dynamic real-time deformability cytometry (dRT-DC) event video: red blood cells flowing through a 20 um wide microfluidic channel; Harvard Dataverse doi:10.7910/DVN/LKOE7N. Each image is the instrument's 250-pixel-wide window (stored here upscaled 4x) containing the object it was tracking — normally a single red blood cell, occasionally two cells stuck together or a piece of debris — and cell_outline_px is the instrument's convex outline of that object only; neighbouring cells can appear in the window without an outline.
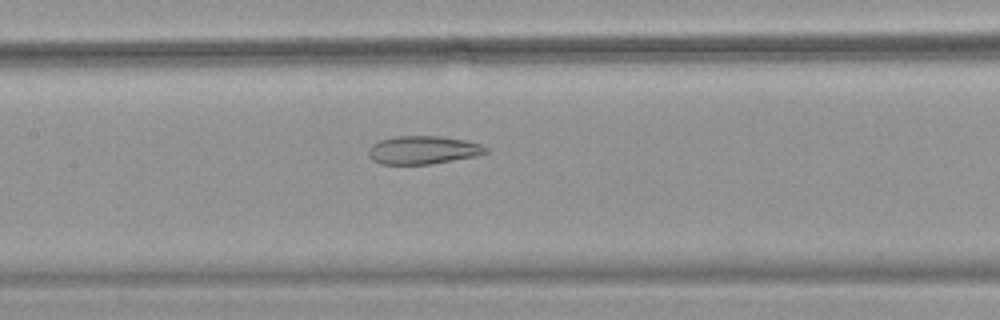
{"species": "common noctule bat (a hibernating species)", "species_latin": "Nyctalus noctula", "temperature_condition": "warm", "stored_images_in_passage": 48, "camera_frame_rate_fps": 3000, "um_per_image_px": 0.085, "animal": {"sex": "female", "body_mass_g": 18.4}, "frame": {"image": 1, "passage_image": 20, "time_ms": 6.333, "image_size_px": [1000, 320], "cell_outline_px": [[488, 152], [476, 156], [428, 164], [380, 164], [372, 160], [368, 156], [368, 148], [372, 144], [380, 140], [396, 136], [440, 136], [464, 140], [480, 144], [488, 148]], "centroid_in_image_um": [35.92, 12.75], "position_along_channel_um": 171.5, "area_um2": 19.25}}
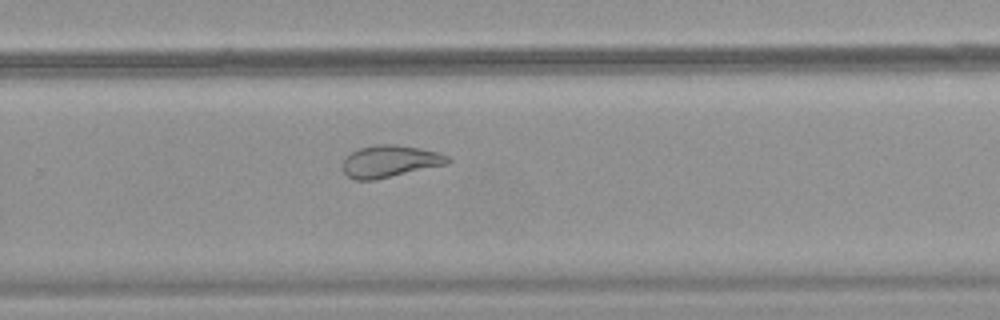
{"frame": {"image": 2, "passage_image": 30, "time_ms": 9.667, "image_size_px": [1000, 320], "cell_outline_px": [[452, 160], [448, 164], [376, 180], [356, 180], [348, 176], [340, 168], [340, 164], [344, 156], [360, 148], [376, 144], [396, 144], [420, 148], [436, 152], [448, 156]], "centroid_in_image_um": [33.1, 13.72], "position_along_channel_um": 296.7, "area_um2": 19.94}}
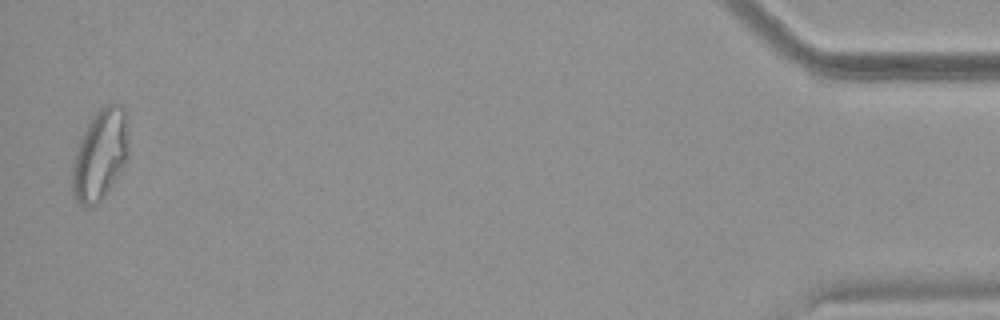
{"frame": {"image": 3, "passage_image": 47, "time_ms": 15.333, "image_size_px": [1000, 320], "cell_outline_px": [[128, 160], [104, 196], [96, 204], [80, 204], [76, 200], [72, 192], [72, 164], [80, 140], [88, 124], [96, 112], [104, 104], [124, 104], [128, 140]], "centroid_in_image_um": [8.53, 13.12], "position_along_channel_um": 426.7, "area_um2": 29.48}, "authors_computed_cell_mechanics": {"area_um2": 24.7673, "velocity_mm_per_s": 3.7782, "shape_relaxation_time_tau1_ms": null, "shape_relaxation_time_tau2_ms": 2.1646, "deformation_change_tau1": null, "deformation_change_tau2": 0.0881}}